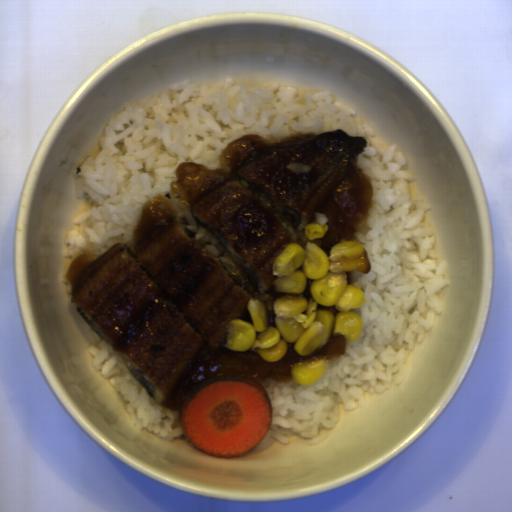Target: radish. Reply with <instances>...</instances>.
<instances>
[{"label":"radish","mask_w":512,"mask_h":512,"mask_svg":"<svg viewBox=\"0 0 512 512\" xmlns=\"http://www.w3.org/2000/svg\"><path fill=\"white\" fill-rule=\"evenodd\" d=\"M186 439L210 456L240 458L262 442L273 420L266 386L240 375L199 383L179 409Z\"/></svg>","instance_id":"1"}]
</instances>
